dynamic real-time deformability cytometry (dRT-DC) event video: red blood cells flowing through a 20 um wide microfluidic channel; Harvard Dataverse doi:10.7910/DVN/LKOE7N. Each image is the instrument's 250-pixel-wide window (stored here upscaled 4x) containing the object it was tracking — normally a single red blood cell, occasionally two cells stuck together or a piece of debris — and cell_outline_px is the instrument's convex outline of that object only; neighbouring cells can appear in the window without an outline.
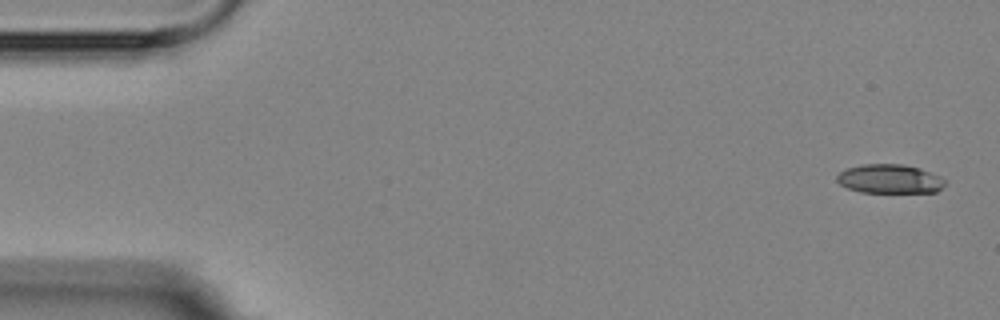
{"species": "Egyptian fruit bat (a non-hibernating species)", "species_latin": "Rousettus aegyptiacus", "temperature_condition": "room temperature", "stored_images_in_passage": 5, "camera_frame_rate_fps": 3000, "um_per_image_px": 0.085, "animal": {"sex": "female"}, "frame": {"image": 1, "passage_image": 1, "time_ms": 0.0, "image_size_px": [1000, 320], "cell_outline_px": [[944, 184], [936, 192], [860, 192], [848, 188], [840, 184], [836, 180], [836, 176], [840, 172], [848, 168], [864, 164], [904, 164], [920, 168], [940, 176], [944, 180]], "centroid_in_image_um": [75.61, 15.2], "position_along_channel_um": 9.4, "area_um2": 18.15}}
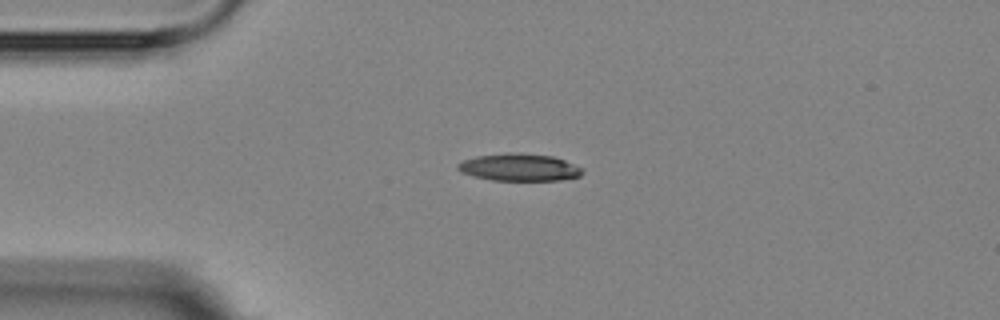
{"frame": {"image": 2, "passage_image": 4, "time_ms": 3.667, "image_size_px": [1000, 320], "cell_outline_px": [[584, 172], [580, 176], [560, 180], [492, 180], [472, 176], [456, 168], [456, 164], [464, 160], [476, 156], [508, 152], [520, 152], [552, 156], [564, 160], [584, 168]], "centroid_in_image_um": [44.16, 14.21], "position_along_channel_um": 40.8, "area_um2": 19.94}}